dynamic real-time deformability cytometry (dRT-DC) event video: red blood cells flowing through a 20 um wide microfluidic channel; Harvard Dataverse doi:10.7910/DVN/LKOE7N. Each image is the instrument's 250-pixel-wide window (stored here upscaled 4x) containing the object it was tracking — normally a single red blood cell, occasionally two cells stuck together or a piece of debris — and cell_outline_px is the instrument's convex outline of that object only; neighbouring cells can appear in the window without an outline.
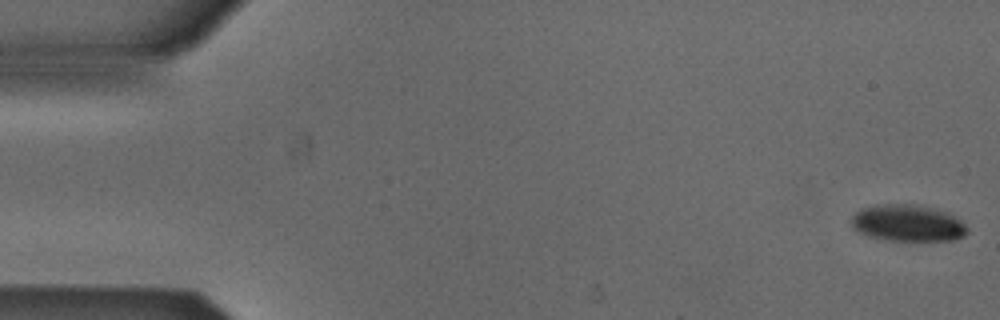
{"species": "Egyptian fruit bat (a non-hibernating species)", "species_latin": "Rousettus aegyptiacus", "temperature_condition": "cold", "stored_images_in_passage": 50, "camera_frame_rate_fps": 3000, "um_per_image_px": 0.085, "animal": {"sex": "male"}, "frame": {"image": 1, "passage_image": 1, "time_ms": 0.0, "image_size_px": [1000, 320], "cell_outline_px": [[968, 232], [964, 236], [956, 240], [888, 240], [868, 236], [852, 228], [852, 216], [860, 208], [876, 204], [916, 204], [948, 212], [956, 216], [968, 228]], "centroid_in_image_um": [77.16, 18.95], "position_along_channel_um": 7.8, "area_um2": 24.91}}
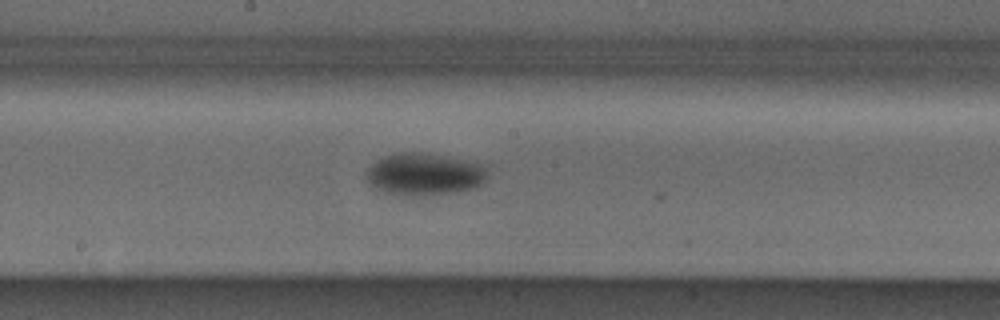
{"frame": {"image": 2, "passage_image": 28, "time_ms": 9.0, "image_size_px": [1000, 320], "cell_outline_px": [[488, 176], [484, 184], [472, 188], [456, 192], [424, 196], [408, 196], [384, 192], [376, 188], [368, 180], [364, 172], [372, 164], [388, 156], [400, 152], [424, 152], [488, 164]], "centroid_in_image_um": [36.16, 14.81], "position_along_channel_um": 212.0, "area_um2": 30.17}}
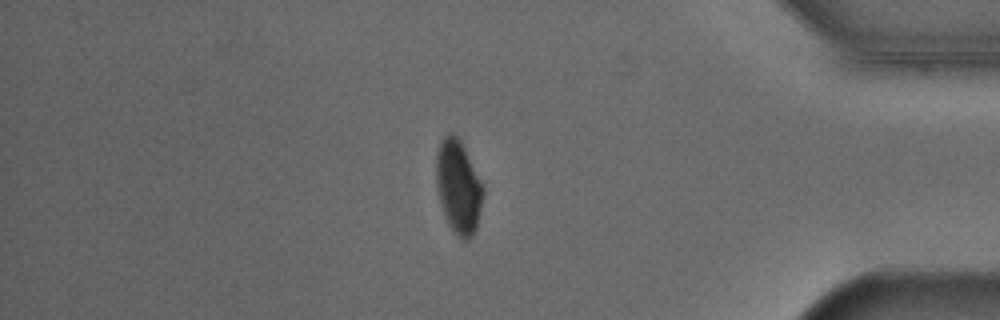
{"frame": {"image": 3, "passage_image": 45, "time_ms": 14.667, "image_size_px": [1000, 320], "cell_outline_px": [[484, 192], [476, 228], [472, 236], [468, 240], [464, 240], [456, 236], [448, 224], [444, 216], [436, 184], [436, 156], [440, 144], [444, 136], [448, 132], [452, 132], [460, 140], [484, 184]], "centroid_in_image_um": [38.97, 15.89], "position_along_channel_um": 396.2, "area_um2": 25.61}, "authors_computed_cell_mechanics": {"area_um2": 28.0908, "velocity_mm_per_s": 3.8503, "shape_relaxation_time_tau1_ms": 4.5708, "shape_relaxation_time_tau2_ms": null, "deformation_change_tau1": 0.1052, "deformation_change_tau2": null}}